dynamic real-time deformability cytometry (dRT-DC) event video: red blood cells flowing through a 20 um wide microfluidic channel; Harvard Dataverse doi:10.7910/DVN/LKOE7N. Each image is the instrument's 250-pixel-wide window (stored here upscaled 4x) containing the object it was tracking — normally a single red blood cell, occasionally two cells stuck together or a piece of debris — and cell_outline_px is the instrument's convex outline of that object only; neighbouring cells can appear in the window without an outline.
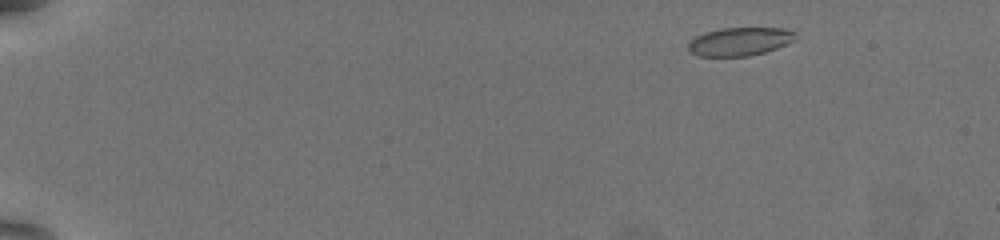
{"species": "common noctule bat (a hibernating species)", "species_latin": "Nyctalus noctula", "temperature_condition": "warm", "stored_images_in_passage": 54, "camera_frame_rate_fps": 3000, "um_per_image_px": 0.085, "animal": {"sex": "female", "body_mass_g": 19.5, "forearm_length_mm": 54.1}, "frame": {"image": 1, "passage_image": 5, "time_ms": 1.333, "image_size_px": [1000, 240], "cell_outline_px": [[796, 40], [776, 48], [764, 52], [748, 56], [700, 56], [688, 52], [688, 44], [696, 36], [704, 32], [720, 28], [784, 28], [796, 32]], "centroid_in_image_um": [62.88, 3.52], "position_along_channel_um": 22.1, "area_um2": 17.74}}
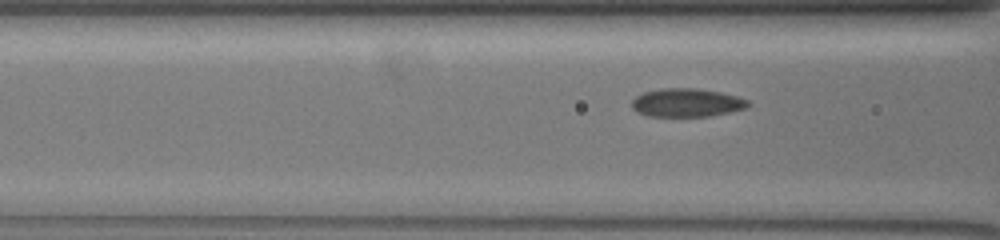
{"frame": {"image": 2, "passage_image": 23, "time_ms": 7.333, "image_size_px": [1000, 240], "cell_outline_px": [[748, 104], [744, 108], [728, 112], [708, 116], [648, 116], [636, 112], [632, 108], [632, 100], [636, 96], [644, 92], [660, 88], [696, 88], [720, 92], [736, 96], [748, 100]], "centroid_in_image_um": [58.31, 8.72], "position_along_channel_um": 108.3, "area_um2": 19.07}}
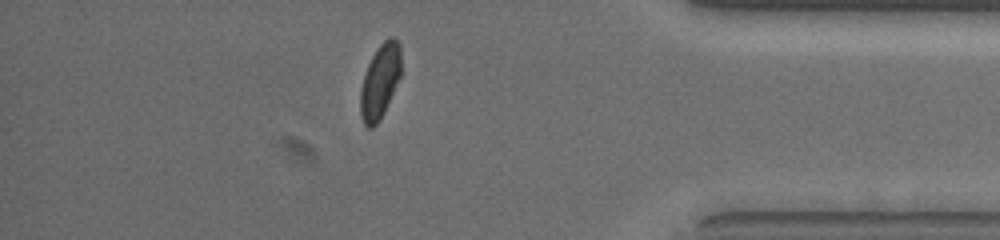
{"frame": {"image": 3, "passage_image": 48, "time_ms": 15.667, "image_size_px": [1000, 240], "cell_outline_px": [[400, 76], [384, 112], [380, 120], [372, 128], [368, 128], [364, 124], [360, 116], [360, 88], [368, 64], [376, 48], [388, 36], [392, 36], [400, 44]], "centroid_in_image_um": [32.28, 6.91], "position_along_channel_um": 402.9, "area_um2": 17.57}, "authors_computed_cell_mechanics": {"area_um2": 18.8717, "velocity_mm_per_s": 3.8098, "shape_relaxation_time_tau1_ms": 2.9621, "shape_relaxation_time_tau2_ms": 0.8697, "deformation_change_tau1": 0.1141, "deformation_change_tau2": 0.0531}}